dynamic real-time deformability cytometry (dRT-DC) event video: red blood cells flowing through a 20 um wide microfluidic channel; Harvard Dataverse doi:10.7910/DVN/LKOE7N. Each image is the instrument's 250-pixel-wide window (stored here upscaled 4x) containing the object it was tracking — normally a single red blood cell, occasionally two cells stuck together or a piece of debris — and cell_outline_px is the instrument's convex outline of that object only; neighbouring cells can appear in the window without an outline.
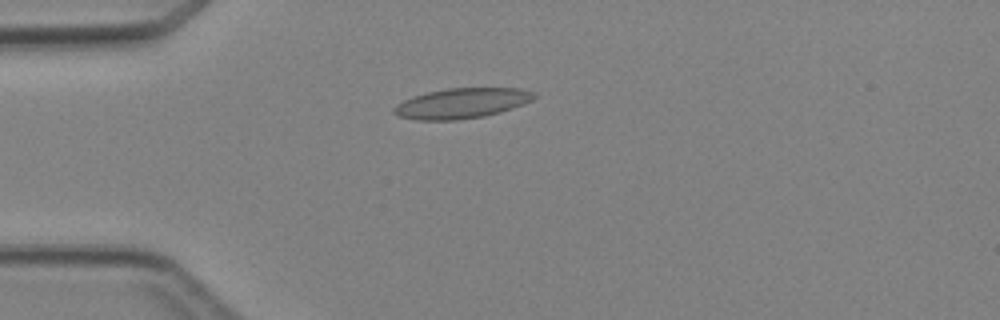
{"species": "Egyptian fruit bat (a non-hibernating species)", "species_latin": "Rousettus aegyptiacus", "temperature_condition": "cold", "stored_images_in_passage": 2, "camera_frame_rate_fps": 3000, "um_per_image_px": 0.085, "animal": {"sex": "female"}, "frame": {"image": 1, "passage_image": 1, "time_ms": 0.0, "image_size_px": [1000, 320], "cell_outline_px": [[536, 96], [532, 100], [512, 108], [500, 112], [484, 116], [456, 120], [416, 120], [400, 116], [392, 112], [392, 108], [396, 104], [412, 96], [428, 92], [448, 88], [520, 88], [536, 92]], "centroid_in_image_um": [39.24, 8.77], "position_along_channel_um": 45.8, "area_um2": 24.68}}